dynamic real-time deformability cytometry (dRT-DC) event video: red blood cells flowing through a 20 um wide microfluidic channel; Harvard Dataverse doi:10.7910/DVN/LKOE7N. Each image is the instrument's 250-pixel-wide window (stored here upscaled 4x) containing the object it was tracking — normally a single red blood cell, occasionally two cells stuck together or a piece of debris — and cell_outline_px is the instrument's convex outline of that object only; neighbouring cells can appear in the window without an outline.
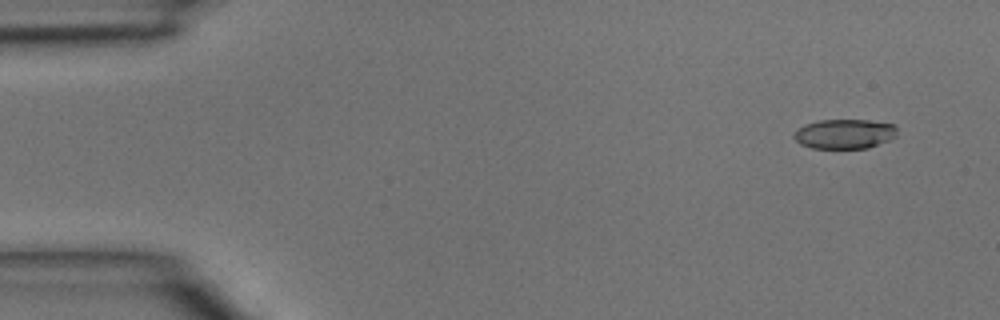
{"species": "common noctule bat (a hibernating species)", "species_latin": "Nyctalus noctula", "temperature_condition": "room temperature", "stored_images_in_passage": 4, "camera_frame_rate_fps": 3000, "um_per_image_px": 0.085, "animal": {"sex": "male", "body_mass_g": 15.6}, "frame": {"image": 1, "passage_image": 1, "time_ms": 0.0, "image_size_px": [1000, 320], "cell_outline_px": [[896, 136], [888, 140], [868, 148], [812, 148], [800, 144], [792, 136], [796, 128], [804, 124], [820, 120], [868, 120], [892, 124], [896, 128]], "centroid_in_image_um": [71.73, 11.38], "position_along_channel_um": 13.3, "area_um2": 17.8}}
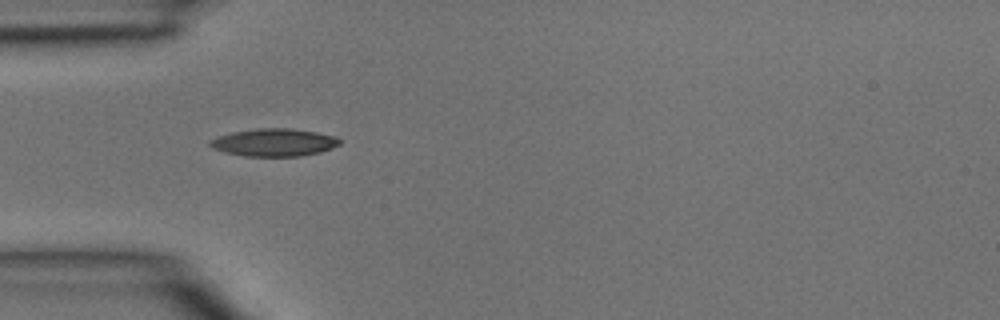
{"frame": {"image": 2, "passage_image": 4, "time_ms": 1.0, "image_size_px": [1000, 320], "cell_outline_px": [[340, 144], [332, 148], [320, 152], [300, 156], [244, 156], [224, 152], [212, 148], [208, 144], [208, 140], [232, 132], [256, 128], [292, 128], [316, 132], [336, 136], [340, 140]], "centroid_in_image_um": [23.29, 12.1], "position_along_channel_um": 61.7, "area_um2": 20.98}}